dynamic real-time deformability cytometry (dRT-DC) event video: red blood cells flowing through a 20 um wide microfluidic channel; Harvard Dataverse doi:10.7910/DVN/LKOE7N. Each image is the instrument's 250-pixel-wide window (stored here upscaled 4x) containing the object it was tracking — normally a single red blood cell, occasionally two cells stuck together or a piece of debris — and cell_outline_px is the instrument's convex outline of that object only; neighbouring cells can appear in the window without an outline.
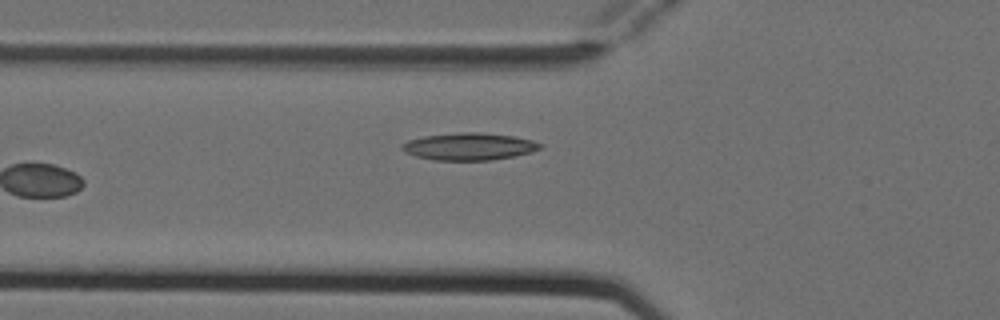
{"species": "Egyptian fruit bat (a non-hibernating species)", "species_latin": "Rousettus aegyptiacus", "temperature_condition": "cold", "stored_images_in_passage": 6, "camera_frame_rate_fps": 3000, "um_per_image_px": 0.085, "animal": {"sex": "female"}, "frame": {"image": 1, "passage_image": 6, "time_ms": 1.667, "image_size_px": [1000, 320], "cell_outline_px": [[544, 148], [532, 152], [516, 156], [492, 160], [432, 160], [416, 156], [404, 152], [400, 148], [400, 144], [408, 140], [424, 136], [460, 132], [480, 132], [512, 136], [532, 140], [544, 144]], "centroid_in_image_um": [39.89, 12.45], "position_along_channel_um": 85.9, "area_um2": 22.2}}